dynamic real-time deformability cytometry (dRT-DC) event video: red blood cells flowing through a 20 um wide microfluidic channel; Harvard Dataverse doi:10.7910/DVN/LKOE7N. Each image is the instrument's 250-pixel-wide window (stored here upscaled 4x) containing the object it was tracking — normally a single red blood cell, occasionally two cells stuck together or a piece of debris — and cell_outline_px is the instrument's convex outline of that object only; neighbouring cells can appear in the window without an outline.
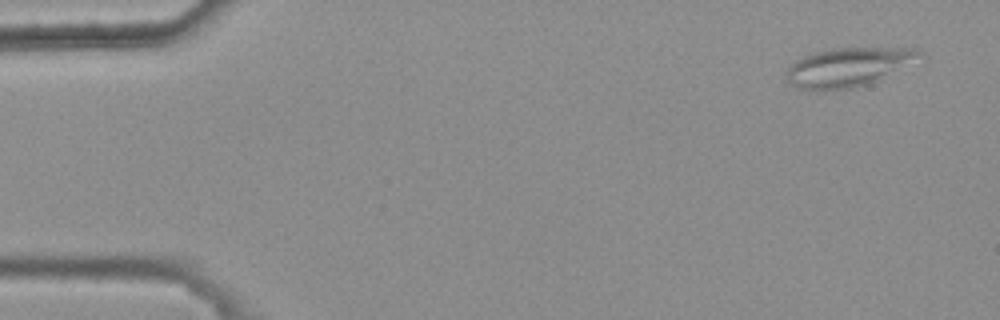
{"species": "common noctule bat (a hibernating species)", "species_latin": "Nyctalus noctula", "temperature_condition": "warm", "stored_images_in_passage": 3, "camera_frame_rate_fps": 3000, "um_per_image_px": 0.085, "animal": {"sex": "female", "body_mass_g": 25.1}, "frame": {"image": 1, "passage_image": 1, "time_ms": 0.0, "image_size_px": [1000, 320], "cell_outline_px": [[928, 56], [872, 84], [856, 88], [800, 88], [784, 80], [784, 72], [796, 60], [812, 52], [836, 48], [916, 48], [924, 52]], "centroid_in_image_um": [72.21, 5.68], "position_along_channel_um": 12.8, "area_um2": 30.52}}